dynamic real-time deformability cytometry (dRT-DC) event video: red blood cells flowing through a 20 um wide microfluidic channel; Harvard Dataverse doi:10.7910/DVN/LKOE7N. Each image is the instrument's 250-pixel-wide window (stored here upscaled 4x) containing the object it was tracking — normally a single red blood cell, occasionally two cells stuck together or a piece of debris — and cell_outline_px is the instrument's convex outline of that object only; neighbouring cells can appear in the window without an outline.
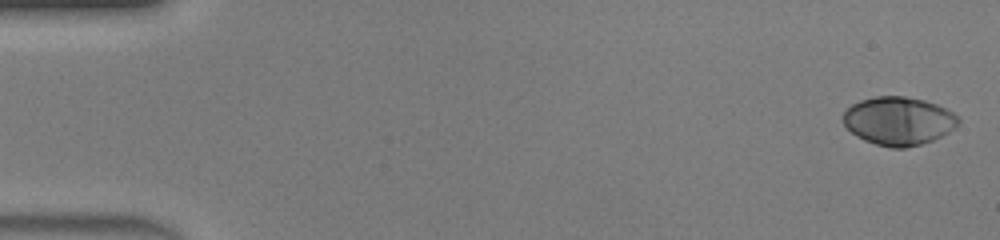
{"species": "human", "species_latin": "Homo sapiens", "temperature_condition": "warm", "stored_images_in_passage": 46, "camera_frame_rate_fps": 3000, "um_per_image_px": 0.085, "donor": {"sex": "male"}, "frame": {"image": 1, "passage_image": 1, "time_ms": 0.0, "image_size_px": [1000, 240], "cell_outline_px": [[960, 124], [956, 128], [932, 140], [920, 144], [904, 148], [892, 148], [876, 144], [864, 140], [856, 136], [844, 124], [844, 112], [852, 104], [860, 100], [876, 96], [904, 96], [924, 100], [936, 104], [960, 116]], "centroid_in_image_um": [76.4, 10.27], "position_along_channel_um": 8.6, "area_um2": 32.37}}
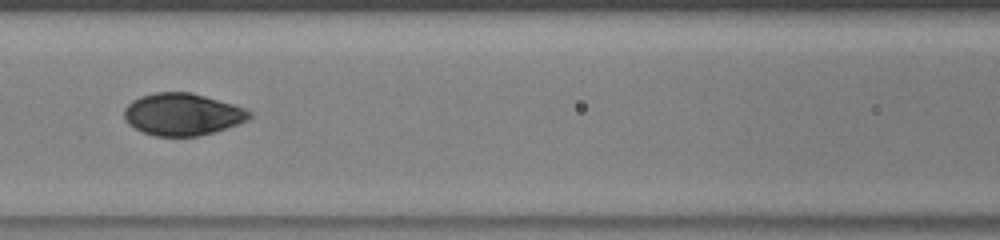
{"frame": {"image": 2, "passage_image": 21, "time_ms": 6.667, "image_size_px": [1000, 240], "cell_outline_px": [[252, 116], [248, 120], [240, 124], [212, 132], [196, 136], [156, 136], [144, 132], [128, 124], [124, 120], [124, 108], [132, 100], [140, 96], [156, 92], [192, 92], [232, 104], [244, 108], [252, 112]], "centroid_in_image_um": [15.5, 9.71], "position_along_channel_um": 151.1, "area_um2": 30.75}}
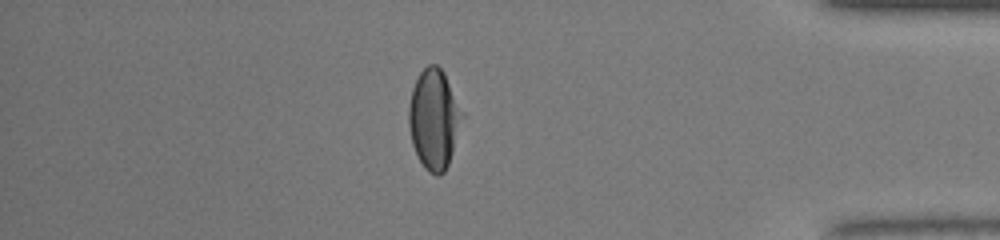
{"frame": {"image": 3, "passage_image": 40, "time_ms": 13.0, "image_size_px": [1000, 240], "cell_outline_px": [[464, 116], [448, 164], [444, 172], [440, 176], [436, 176], [428, 172], [424, 168], [412, 144], [408, 124], [408, 108], [412, 88], [420, 72], [428, 64], [436, 64], [444, 72], [464, 112]], "centroid_in_image_um": [36.89, 10.12], "position_along_channel_um": 398.3, "area_um2": 31.21}, "authors_computed_cell_mechanics": {"area_um2": 31.5588, "velocity_mm_per_s": 4.4397, "shape_relaxation_time_tau1_ms": 2.8037, "shape_relaxation_time_tau2_ms": 0.6904, "deformation_change_tau1": 0.1845, "deformation_change_tau2": 0.0337}}